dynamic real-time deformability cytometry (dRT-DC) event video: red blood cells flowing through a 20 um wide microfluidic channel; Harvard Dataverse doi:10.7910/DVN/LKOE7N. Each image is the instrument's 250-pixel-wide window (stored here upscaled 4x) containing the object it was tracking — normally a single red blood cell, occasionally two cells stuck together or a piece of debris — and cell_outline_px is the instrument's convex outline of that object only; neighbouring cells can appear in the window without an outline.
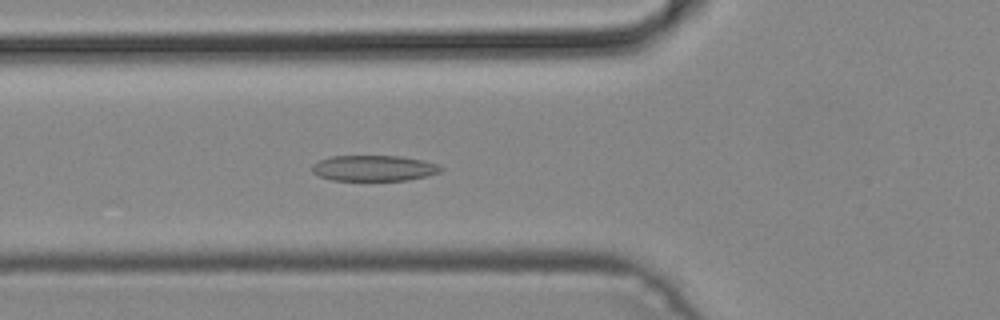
{"species": "common noctule bat (a hibernating species)", "species_latin": "Nyctalus noctula", "temperature_condition": "cold", "stored_images_in_passage": 35, "camera_frame_rate_fps": 3000, "um_per_image_px": 0.085, "animal": {"sex": "male", "body_mass_g": 19.2, "forearm_length_mm": 51.8}, "frame": {"image": 1, "passage_image": 13, "time_ms": 4.0, "image_size_px": [1000, 320], "cell_outline_px": [[444, 168], [440, 172], [408, 180], [332, 180], [320, 176], [312, 172], [312, 164], [320, 160], [332, 156], [400, 156], [424, 160], [436, 164]], "centroid_in_image_um": [31.77, 14.29], "position_along_channel_um": 94.0, "area_um2": 19.19}}
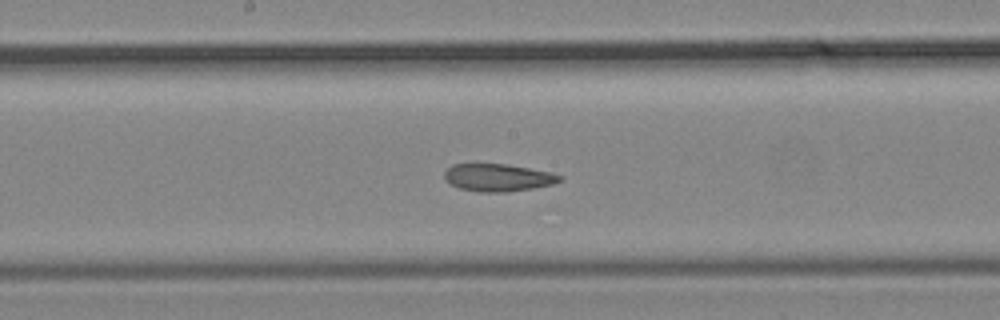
{"frame": {"image": 2, "passage_image": 21, "time_ms": 6.667, "image_size_px": [1000, 320], "cell_outline_px": [[564, 180], [552, 184], [532, 188], [504, 192], [480, 192], [460, 188], [448, 184], [444, 180], [444, 172], [452, 164], [508, 164], [552, 172], [564, 176]], "centroid_in_image_um": [42.33, 15.09], "position_along_channel_um": 205.9, "area_um2": 18.67}}
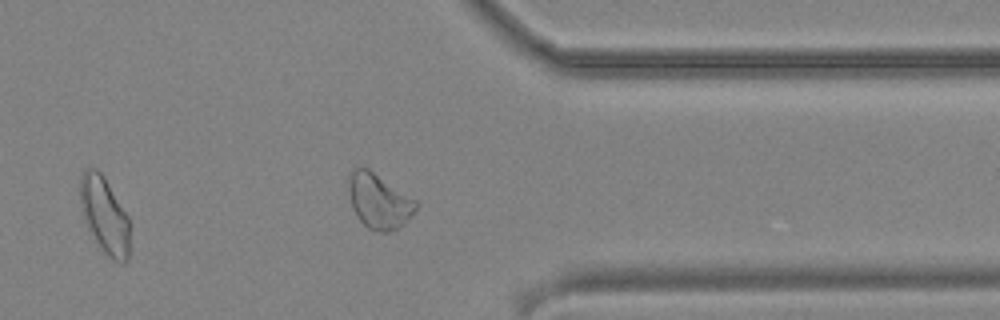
{"frame": {"image": 3, "passage_image": 34, "time_ms": 11.0, "image_size_px": [1000, 320], "cell_outline_px": [[128, 260], [124, 264], [120, 264], [112, 260], [104, 252], [88, 232], [84, 220], [80, 204], [80, 176], [84, 168], [96, 168], [100, 172], [128, 216]], "centroid_in_image_um": [8.85, 18.32], "position_along_channel_um": 402.6, "area_um2": 22.08}}